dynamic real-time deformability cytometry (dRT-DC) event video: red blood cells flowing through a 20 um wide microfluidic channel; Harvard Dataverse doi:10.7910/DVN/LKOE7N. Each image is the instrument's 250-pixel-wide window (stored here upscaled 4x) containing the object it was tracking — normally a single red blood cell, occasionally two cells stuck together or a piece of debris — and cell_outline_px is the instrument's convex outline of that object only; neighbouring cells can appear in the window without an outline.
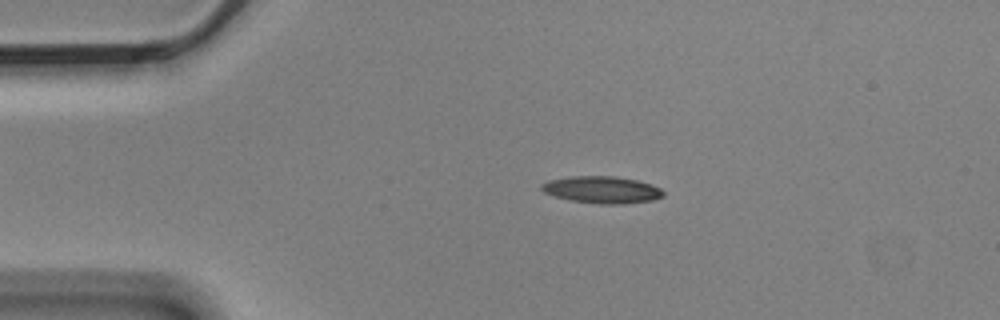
{"species": "Egyptian fruit bat (a non-hibernating species)", "species_latin": "Rousettus aegyptiacus", "temperature_condition": "cold", "stored_images_in_passage": 5, "camera_frame_rate_fps": 3000, "um_per_image_px": 0.085, "animal": {"sex": "male"}, "frame": {"image": 1, "passage_image": 2, "time_ms": 0.333, "image_size_px": [1000, 320], "cell_outline_px": [[664, 196], [652, 200], [624, 204], [600, 204], [568, 200], [544, 192], [540, 188], [540, 184], [548, 180], [568, 176], [612, 176], [636, 180], [652, 184], [660, 188], [664, 192]], "centroid_in_image_um": [51.15, 16.13], "position_along_channel_um": 33.9, "area_um2": 19.25}}
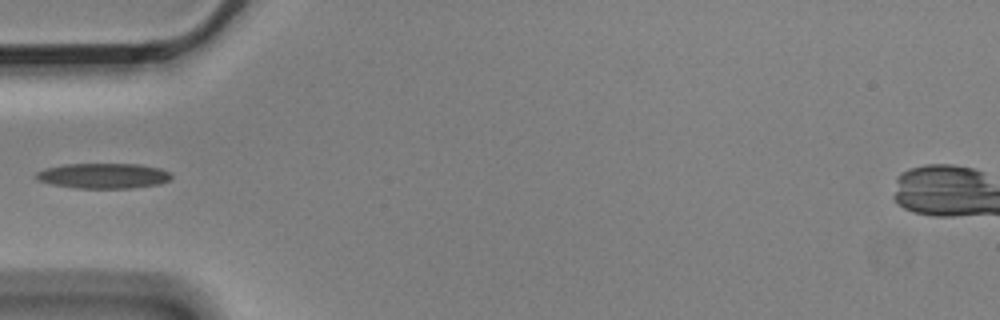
{"frame": {"image": 2, "passage_image": 4, "time_ms": 1.0, "image_size_px": [1000, 320], "cell_outline_px": [[172, 180], [160, 184], [132, 188], [76, 188], [52, 184], [36, 180], [36, 172], [48, 168], [64, 164], [140, 164], [160, 168], [172, 172]], "centroid_in_image_um": [8.85, 14.94], "position_along_channel_um": 76.1, "area_um2": 20.06}}
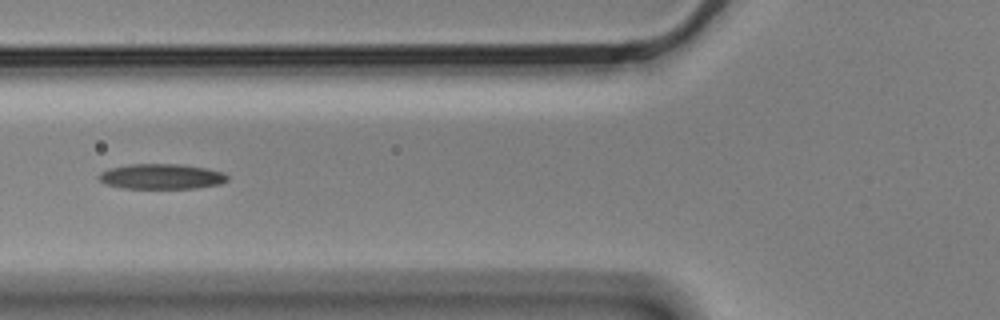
{"frame": {"image": 3, "passage_image": 5, "time_ms": 1.333, "image_size_px": [1000, 320], "cell_outline_px": [[228, 180], [220, 184], [196, 188], [124, 188], [104, 184], [96, 176], [100, 172], [108, 168], [128, 164], [180, 164], [204, 168], [224, 172], [228, 176]], "centroid_in_image_um": [13.68, 15.0], "position_along_channel_um": 112.1, "area_um2": 19.02}}